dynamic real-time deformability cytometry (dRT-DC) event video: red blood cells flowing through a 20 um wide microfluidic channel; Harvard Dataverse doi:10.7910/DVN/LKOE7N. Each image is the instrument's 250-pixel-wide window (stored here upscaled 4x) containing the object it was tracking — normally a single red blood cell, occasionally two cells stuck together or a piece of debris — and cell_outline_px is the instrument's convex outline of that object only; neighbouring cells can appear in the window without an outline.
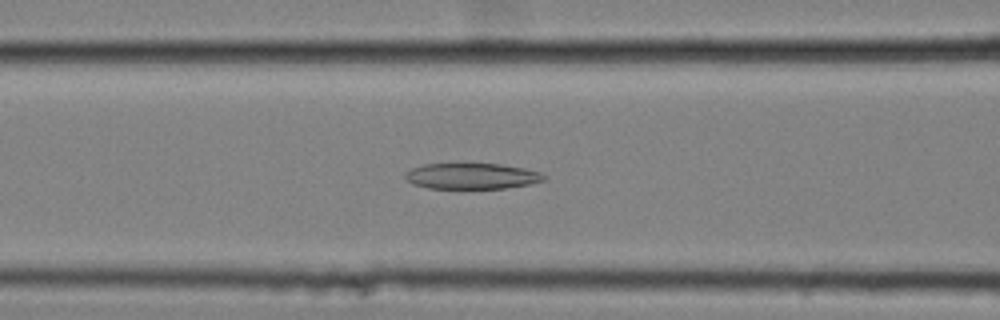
{"species": "common noctule bat (a hibernating species)", "species_latin": "Nyctalus noctula", "temperature_condition": "cold", "stored_images_in_passage": 43, "camera_frame_rate_fps": 3000, "um_per_image_px": 0.085, "animal": {"sex": "female", "body_mass_g": 25.1}, "frame": {"image": 1, "passage_image": 13, "time_ms": 4.0, "image_size_px": [1000, 320], "cell_outline_px": [[548, 176], [544, 180], [532, 184], [504, 188], [428, 188], [412, 184], [404, 176], [404, 172], [412, 168], [424, 164], [464, 160], [500, 164], [524, 168], [540, 172]], "centroid_in_image_um": [40.08, 14.91], "position_along_channel_um": 126.5, "area_um2": 22.02}}
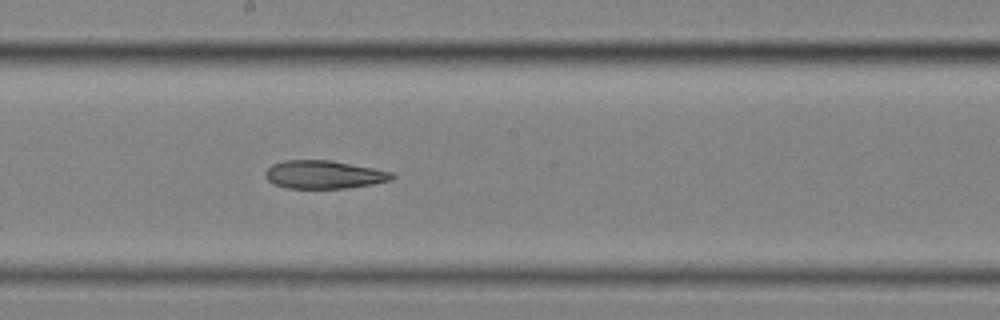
{"frame": {"image": 2, "passage_image": 21, "time_ms": 6.667, "image_size_px": [1000, 320], "cell_outline_px": [[396, 176], [392, 180], [372, 184], [348, 188], [288, 188], [272, 184], [264, 176], [264, 172], [272, 164], [284, 160], [328, 160], [372, 168], [392, 172]], "centroid_in_image_um": [27.5, 14.84], "position_along_channel_um": 220.7, "area_um2": 20.75}}
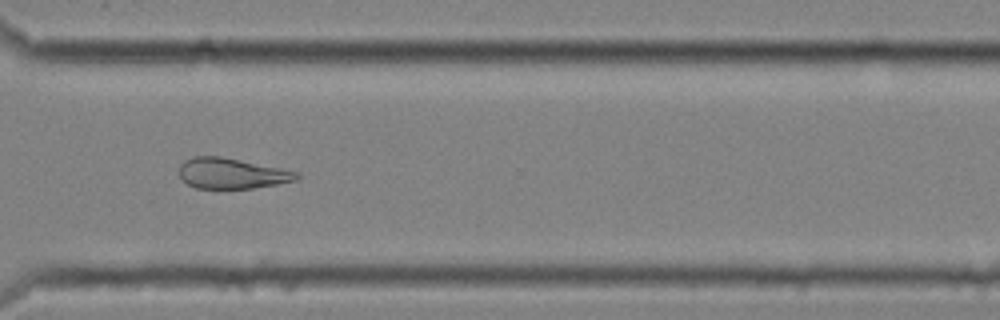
{"frame": {"image": 3, "passage_image": 32, "time_ms": 10.333, "image_size_px": [1000, 320], "cell_outline_px": [[300, 176], [296, 180], [276, 184], [252, 188], [196, 188], [188, 184], [180, 176], [180, 164], [184, 160], [192, 156], [220, 156], [300, 172]], "centroid_in_image_um": [19.69, 14.73], "position_along_channel_um": 350.9, "area_um2": 20.75}}